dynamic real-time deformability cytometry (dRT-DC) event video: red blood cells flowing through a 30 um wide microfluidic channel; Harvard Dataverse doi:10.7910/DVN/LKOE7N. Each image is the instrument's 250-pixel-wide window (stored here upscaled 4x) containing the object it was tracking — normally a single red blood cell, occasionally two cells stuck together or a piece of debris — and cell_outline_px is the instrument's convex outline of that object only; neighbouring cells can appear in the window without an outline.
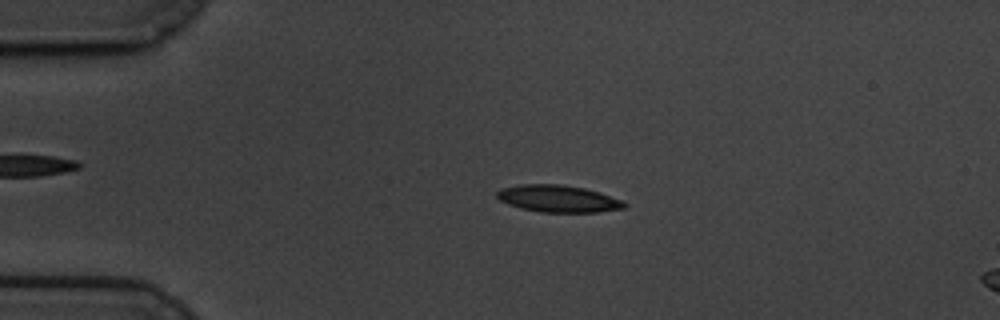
{"species": "common noctule bat (a hibernating species)", "species_latin": "Nyctalus noctula", "temperature_condition": "cold", "stored_images_in_passage": 59, "camera_frame_rate_fps": 3000, "um_per_image_px": 0.085, "animal": {"sex": "male", "body_mass_g": 19.5, "forearm_length_mm": 54.6}, "frame": {"image": 1, "passage_image": 13, "time_ms": 4.0, "image_size_px": [1000, 320], "cell_outline_px": [[628, 204], [624, 208], [596, 212], [540, 212], [520, 208], [508, 204], [500, 200], [496, 196], [496, 192], [500, 188], [520, 184], [560, 184], [584, 188], [600, 192], [624, 200]], "centroid_in_image_um": [47.45, 16.88], "position_along_channel_um": 37.6, "area_um2": 20.23}}
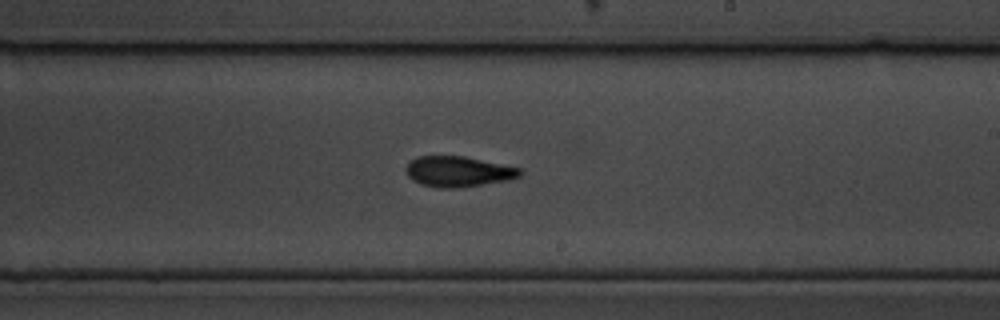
{"frame": {"image": 2, "passage_image": 35, "time_ms": 11.333, "image_size_px": [1000, 320], "cell_outline_px": [[524, 172], [520, 176], [508, 180], [456, 188], [440, 188], [420, 184], [412, 180], [408, 176], [404, 168], [416, 156], [464, 156], [520, 168]], "centroid_in_image_um": [38.93, 14.58], "position_along_channel_um": 250.1, "area_um2": 20.23}}
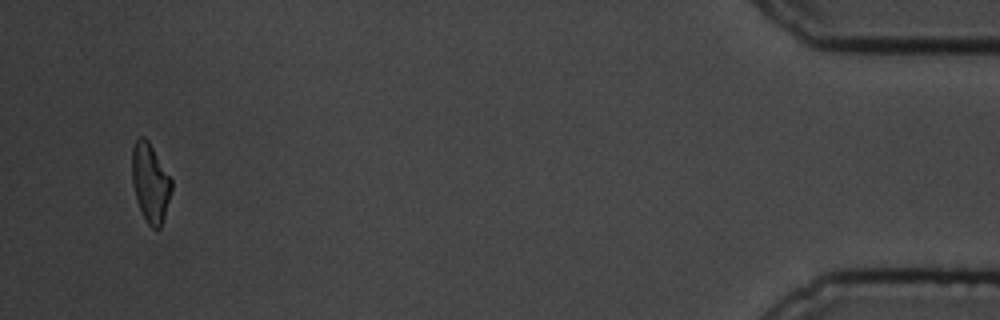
{"frame": {"image": 3, "passage_image": 57, "time_ms": 18.667, "image_size_px": [1000, 320], "cell_outline_px": [[172, 188], [164, 216], [160, 228], [156, 232], [148, 224], [136, 200], [132, 184], [132, 148], [136, 140], [140, 136], [144, 136], [148, 140], [172, 180]], "centroid_in_image_um": [12.76, 15.53], "position_along_channel_um": 422.4, "area_um2": 18.03}, "authors_computed_cell_mechanics": {"area_um2": 19.363, "velocity_mm_per_s": 3.3878, "shape_relaxation_time_tau1_ms": 3.8021, "shape_relaxation_time_tau2_ms": 3.6992, "deformation_change_tau1": 0.1487, "deformation_change_tau2": 0.1124}}